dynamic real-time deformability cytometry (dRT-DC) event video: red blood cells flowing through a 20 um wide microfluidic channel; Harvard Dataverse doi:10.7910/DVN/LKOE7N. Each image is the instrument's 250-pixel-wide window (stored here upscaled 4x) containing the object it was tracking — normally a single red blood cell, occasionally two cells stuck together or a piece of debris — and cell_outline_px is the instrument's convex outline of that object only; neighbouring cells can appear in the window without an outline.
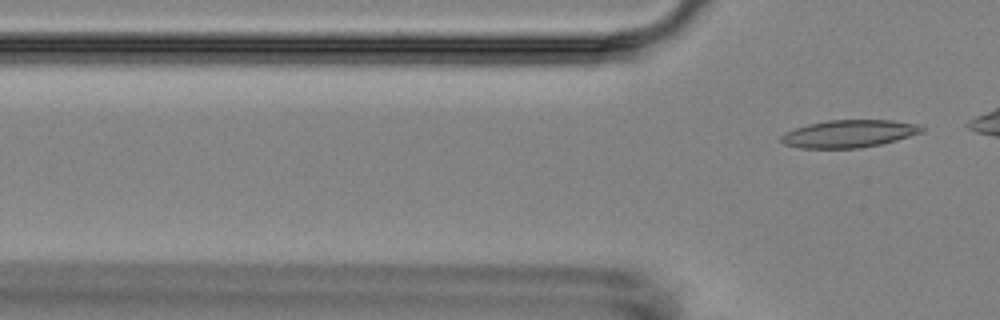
{"species": "Egyptian fruit bat (a non-hibernating species)", "species_latin": "Rousettus aegyptiacus", "temperature_condition": "room temperature", "stored_images_in_passage": 3, "camera_frame_rate_fps": 3000, "um_per_image_px": 0.085, "animal": {"sex": "female"}, "frame": {"image": 1, "passage_image": 3, "time_ms": 2.333, "image_size_px": [1000, 320], "cell_outline_px": [[924, 132], [896, 140], [880, 144], [860, 148], [800, 148], [784, 144], [780, 140], [780, 136], [784, 132], [808, 124], [828, 120], [892, 120], [916, 124], [924, 128]], "centroid_in_image_um": [72.14, 11.36], "position_along_channel_um": 53.7, "area_um2": 22.54}}